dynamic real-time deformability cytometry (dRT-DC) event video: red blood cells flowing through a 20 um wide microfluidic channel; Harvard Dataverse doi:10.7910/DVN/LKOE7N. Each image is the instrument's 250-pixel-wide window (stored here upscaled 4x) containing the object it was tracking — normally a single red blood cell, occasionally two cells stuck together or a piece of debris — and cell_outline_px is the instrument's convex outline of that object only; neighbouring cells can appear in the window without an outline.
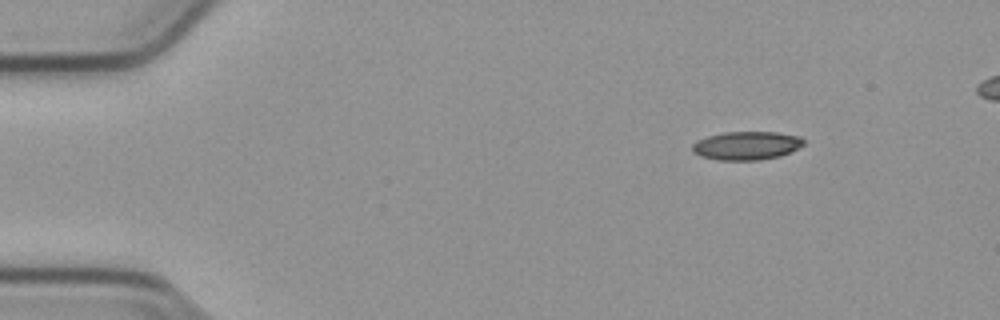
{"species": "common noctule bat (a hibernating species)", "species_latin": "Nyctalus noctula", "temperature_condition": "cold", "stored_images_in_passage": 47, "camera_frame_rate_fps": 3000, "um_per_image_px": 0.085, "animal": {"sex": "male", "body_mass_g": 23.1, "forearm_length_mm": 52.7}, "frame": {"image": 1, "passage_image": 1, "time_ms": 0.0, "image_size_px": [1000, 320], "cell_outline_px": [[804, 144], [780, 156], [760, 160], [716, 160], [700, 156], [692, 152], [692, 144], [696, 140], [708, 136], [724, 132], [776, 132], [800, 136], [804, 140]], "centroid_in_image_um": [63.41, 12.38], "position_along_channel_um": 21.6, "area_um2": 18.5}}
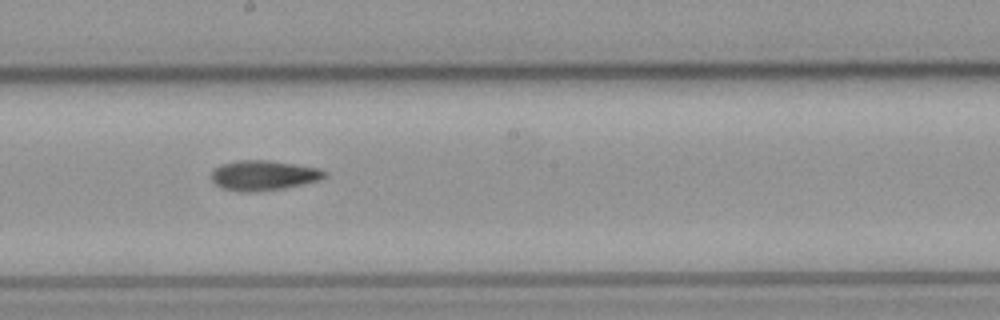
{"frame": {"image": 2, "passage_image": 24, "time_ms": 7.667, "image_size_px": [1000, 320], "cell_outline_px": [[328, 176], [320, 180], [304, 184], [284, 188], [256, 192], [240, 192], [220, 188], [212, 180], [212, 172], [220, 164], [240, 160], [268, 160], [320, 168], [328, 172]], "centroid_in_image_um": [22.43, 14.91], "position_along_channel_um": 225.8, "area_um2": 20.0}}
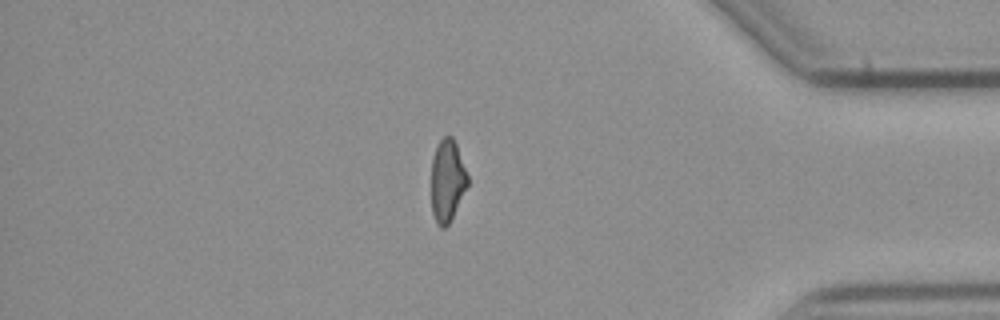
{"frame": {"image": 3, "passage_image": 40, "time_ms": 13.0, "image_size_px": [1000, 320], "cell_outline_px": [[468, 184], [448, 224], [444, 228], [440, 228], [436, 224], [432, 212], [432, 156], [440, 140], [444, 136], [452, 136], [456, 144], [468, 176]], "centroid_in_image_um": [38.01, 15.35], "position_along_channel_um": 397.2, "area_um2": 17.11}, "authors_computed_cell_mechanics": {"area_um2": 18.9006, "velocity_mm_per_s": 3.8146, "shape_relaxation_time_tau1_ms": 10.2165, "shape_relaxation_time_tau2_ms": 3.2807, "deformation_change_tau1": 0.2308, "deformation_change_tau2": 0.1121}}